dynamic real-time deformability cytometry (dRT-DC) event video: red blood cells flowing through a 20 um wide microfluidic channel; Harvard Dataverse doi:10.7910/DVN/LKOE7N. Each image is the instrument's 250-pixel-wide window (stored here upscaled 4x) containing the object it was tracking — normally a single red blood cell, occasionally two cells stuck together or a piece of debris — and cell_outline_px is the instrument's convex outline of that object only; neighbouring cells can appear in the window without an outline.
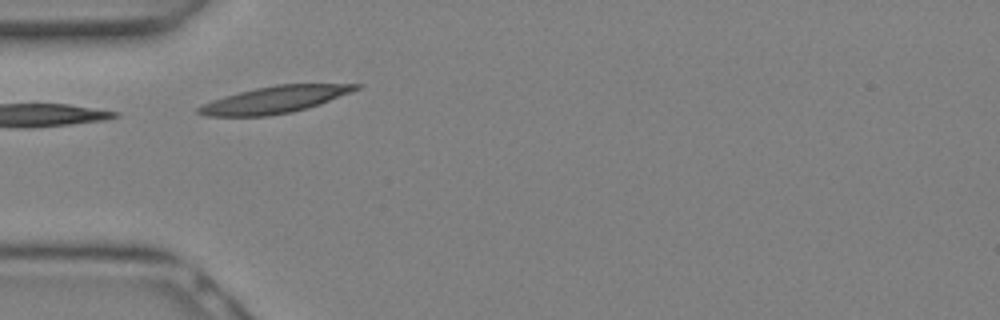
{"species": "Egyptian fruit bat (a non-hibernating species)", "species_latin": "Rousettus aegyptiacus", "temperature_condition": "warm", "stored_images_in_passage": 9, "camera_frame_rate_fps": 3000, "um_per_image_px": 0.085, "animal": {"sex": "female"}, "frame": {"image": 1, "passage_image": 4, "time_ms": 1.0, "image_size_px": [1000, 320], "cell_outline_px": [[364, 84], [360, 88], [352, 92], [320, 104], [308, 108], [292, 112], [268, 116], [208, 116], [196, 112], [196, 108], [212, 100], [240, 92], [256, 88], [276, 84]], "centroid_in_image_um": [23.39, 8.47], "position_along_channel_um": 61.6, "area_um2": 24.51}}